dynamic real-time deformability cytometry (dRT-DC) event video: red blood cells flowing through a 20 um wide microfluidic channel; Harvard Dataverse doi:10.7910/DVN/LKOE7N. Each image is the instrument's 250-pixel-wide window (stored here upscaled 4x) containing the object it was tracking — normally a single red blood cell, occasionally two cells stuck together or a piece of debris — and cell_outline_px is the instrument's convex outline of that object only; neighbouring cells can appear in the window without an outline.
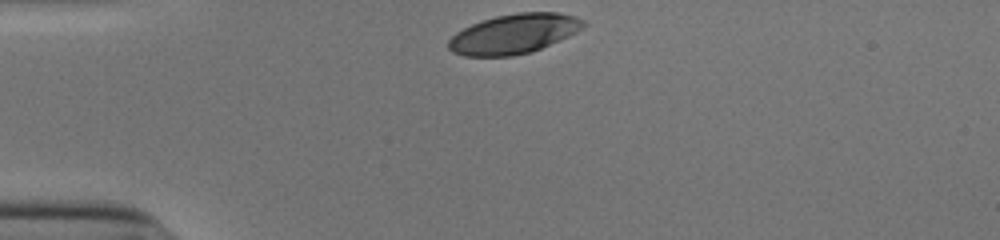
{"species": "human", "species_latin": "Homo sapiens", "temperature_condition": "cold", "stored_images_in_passage": 30, "camera_frame_rate_fps": 3000, "um_per_image_px": 0.085, "donor": {"sex": "male"}, "frame": {"image": 1, "passage_image": 1, "time_ms": 0.0, "image_size_px": [1000, 240], "cell_outline_px": [[588, 24], [576, 32], [568, 36], [532, 52], [512, 56], [464, 56], [452, 52], [448, 48], [448, 40], [456, 32], [472, 24], [496, 16], [516, 12], [556, 12], [576, 16], [584, 20]], "centroid_in_image_um": [43.69, 2.87], "position_along_channel_um": 41.3, "area_um2": 31.21}}
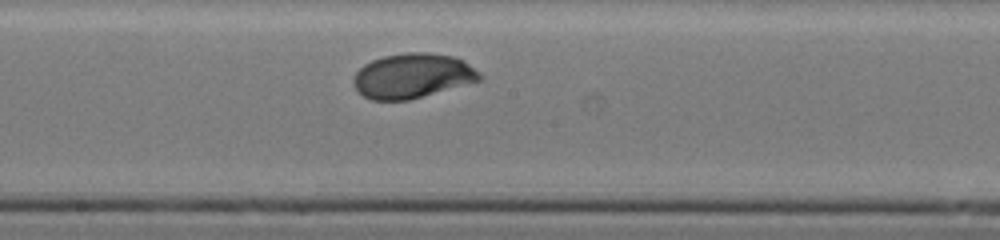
{"frame": {"image": 2, "passage_image": 17, "time_ms": 5.333, "image_size_px": [1000, 240], "cell_outline_px": [[484, 76], [480, 80], [408, 100], [372, 100], [364, 96], [356, 88], [352, 80], [356, 72], [364, 64], [372, 60], [384, 56], [408, 52], [428, 52], [452, 56], [464, 60], [480, 72]], "centroid_in_image_um": [35.07, 6.43], "position_along_channel_um": 213.1, "area_um2": 32.71}}
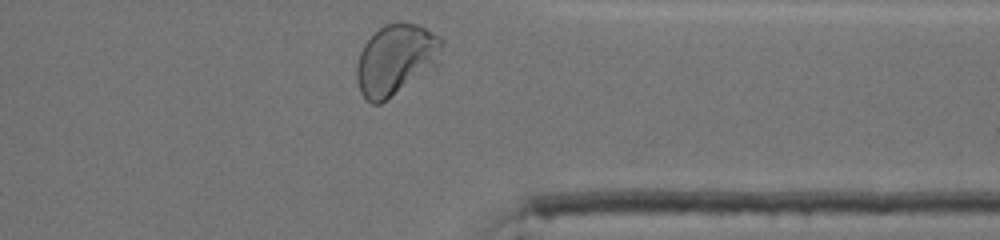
{"frame": {"image": 3, "passage_image": 30, "time_ms": 9.667, "image_size_px": [1000, 240], "cell_outline_px": [[444, 44], [440, 64], [436, 68], [380, 104], [372, 104], [360, 92], [356, 80], [356, 64], [360, 52], [364, 44], [384, 24], [396, 20], [400, 20], [420, 24], [440, 36], [444, 40]], "centroid_in_image_um": [33.71, 5.04], "position_along_channel_um": 377.7, "area_um2": 36.18}, "authors_computed_cell_mechanics": {"area_um2": 32.4547, "velocity_mm_per_s": 3.8687, "shape_relaxation_time_tau1_ms": 2.4474, "shape_relaxation_time_tau2_ms": null, "deformation_change_tau1": 0.138, "deformation_change_tau2": null}}